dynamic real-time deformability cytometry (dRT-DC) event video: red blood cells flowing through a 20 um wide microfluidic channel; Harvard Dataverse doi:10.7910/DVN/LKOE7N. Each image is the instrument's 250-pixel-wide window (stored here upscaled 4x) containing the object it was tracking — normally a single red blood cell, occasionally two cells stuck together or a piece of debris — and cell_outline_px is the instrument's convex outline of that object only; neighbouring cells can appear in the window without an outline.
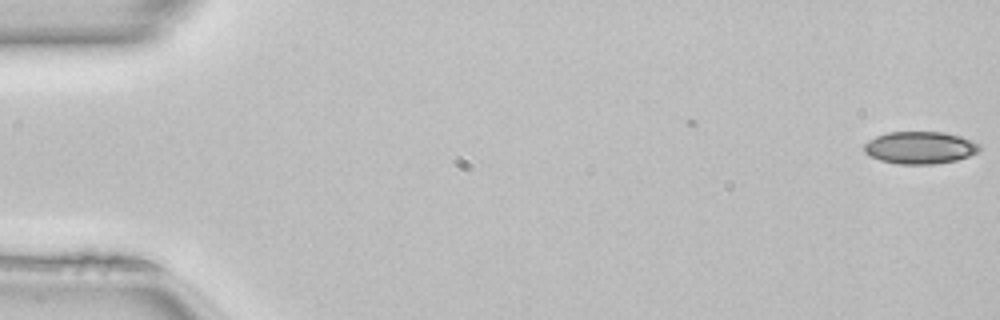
{"species": "common noctule bat (a hibernating species)", "species_latin": "Nyctalus noctula", "temperature_condition": "room temperature", "stored_images_in_passage": 2, "camera_frame_rate_fps": 3000, "um_per_image_px": 0.085, "animal": {"sex": "female", "body_mass_g": 22.7, "forearm_length_mm": 54.2}, "frame": {"image": 1, "passage_image": 2, "time_ms": 0.333, "image_size_px": [1000, 320], "cell_outline_px": [[980, 152], [956, 160], [936, 164], [900, 164], [880, 160], [864, 152], [864, 144], [868, 140], [876, 136], [888, 132], [944, 132], [960, 136], [972, 140], [980, 144]], "centroid_in_image_um": [78.22, 12.55], "position_along_channel_um": 6.8, "area_um2": 21.79}}